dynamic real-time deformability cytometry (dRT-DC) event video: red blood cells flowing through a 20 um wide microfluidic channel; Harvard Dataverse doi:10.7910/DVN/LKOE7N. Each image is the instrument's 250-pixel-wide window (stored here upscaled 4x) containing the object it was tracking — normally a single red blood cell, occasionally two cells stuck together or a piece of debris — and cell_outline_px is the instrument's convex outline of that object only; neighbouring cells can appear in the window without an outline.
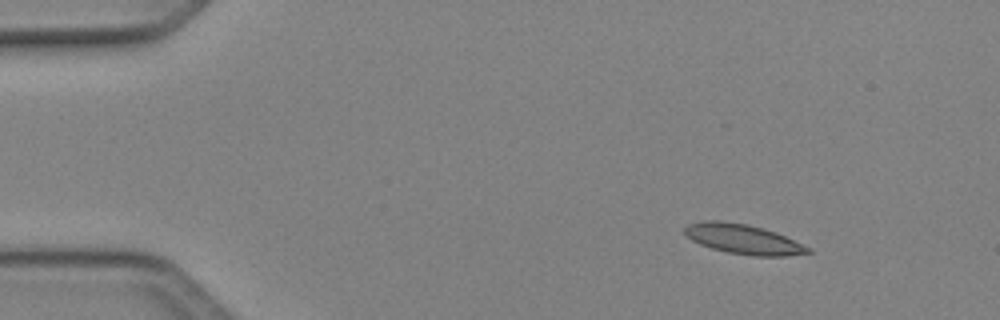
{"species": "Egyptian fruit bat (a non-hibernating species)", "species_latin": "Rousettus aegyptiacus", "temperature_condition": "cold", "stored_images_in_passage": 44, "camera_frame_rate_fps": 3000, "um_per_image_px": 0.085, "animal": {"sex": "female"}, "frame": {"image": 1, "passage_image": 1, "time_ms": 0.0, "image_size_px": [1000, 320], "cell_outline_px": [[812, 252], [788, 256], [752, 256], [728, 252], [712, 248], [700, 244], [692, 240], [684, 232], [684, 228], [688, 224], [704, 220], [720, 220], [748, 224], [764, 228], [776, 232], [812, 248]], "centroid_in_image_um": [63.2, 20.32], "position_along_channel_um": 21.8, "area_um2": 21.5}}
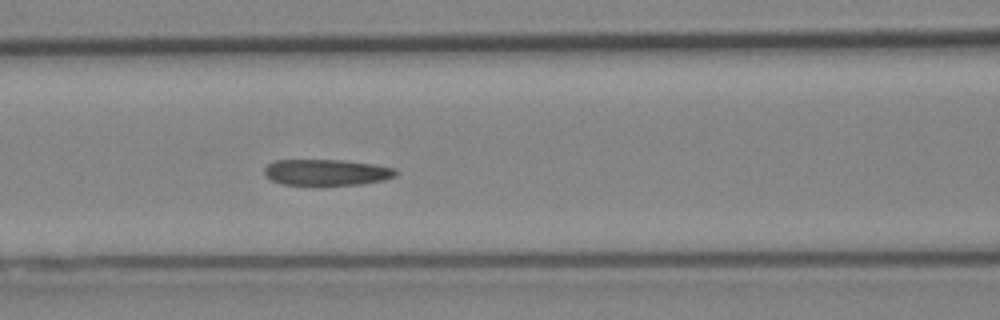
{"frame": {"image": 2, "passage_image": 16, "time_ms": 5.0, "image_size_px": [1000, 320], "cell_outline_px": [[396, 176], [384, 180], [360, 184], [320, 188], [284, 184], [272, 180], [264, 172], [264, 168], [268, 164], [276, 160], [344, 160], [372, 164], [396, 168]], "centroid_in_image_um": [27.76, 14.69], "position_along_channel_um": 138.8, "area_um2": 20.75}}
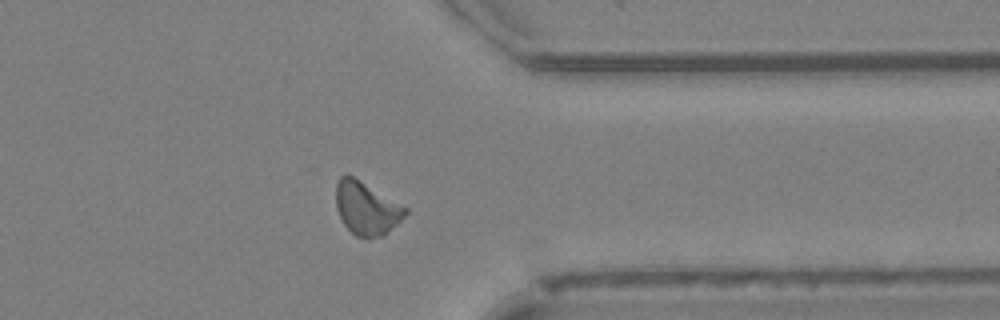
{"frame": {"image": 3, "passage_image": 34, "time_ms": 11.0, "image_size_px": [1000, 320], "cell_outline_px": [[408, 212], [384, 236], [368, 240], [356, 236], [344, 224], [336, 208], [336, 184], [340, 176], [352, 176], [408, 208]], "centroid_in_image_um": [31.15, 17.75], "position_along_channel_um": 380.2, "area_um2": 21.27}, "authors_computed_cell_mechanics": {"area_um2": 20.6346, "velocity_mm_per_s": 4.1236, "shape_relaxation_time_tau1_ms": null, "shape_relaxation_time_tau2_ms": 3.4462, "deformation_change_tau1": null, "deformation_change_tau2": 0.1221}}